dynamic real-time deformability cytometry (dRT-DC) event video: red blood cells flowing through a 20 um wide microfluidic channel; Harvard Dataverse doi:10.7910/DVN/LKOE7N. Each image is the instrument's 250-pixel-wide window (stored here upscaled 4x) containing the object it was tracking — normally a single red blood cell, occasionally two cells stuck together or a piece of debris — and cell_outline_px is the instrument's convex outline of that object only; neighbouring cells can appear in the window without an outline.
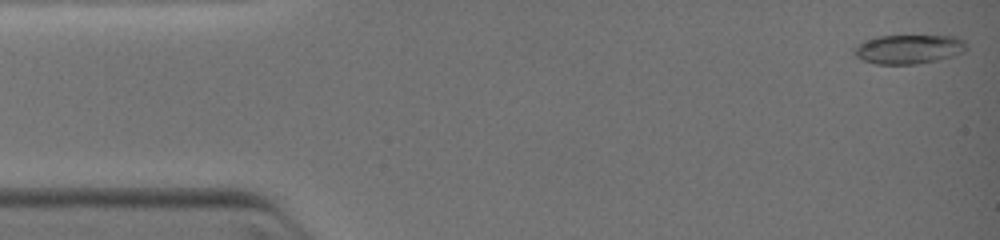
{"species": "common noctule bat (a hibernating species)", "species_latin": "Nyctalus noctula", "temperature_condition": "warm", "stored_images_in_passage": 11, "camera_frame_rate_fps": 3000, "um_per_image_px": 0.085, "animal": {"sex": "female", "body_mass_g": 19.0, "forearm_length_mm": 51.5}, "frame": {"image": 1, "passage_image": 1, "time_ms": 0.0, "image_size_px": [1000, 240], "cell_outline_px": [[968, 48], [964, 52], [936, 60], [916, 64], [876, 64], [864, 60], [856, 56], [852, 52], [852, 48], [876, 36], [956, 36], [964, 40], [968, 44]], "centroid_in_image_um": [77.26, 4.17], "position_along_channel_um": 7.7, "area_um2": 19.02}}
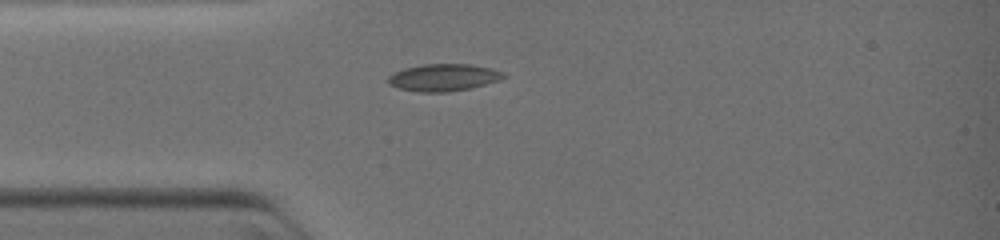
{"frame": {"image": 2, "passage_image": 8, "time_ms": 3.0, "image_size_px": [1000, 240], "cell_outline_px": [[508, 76], [500, 80], [468, 88], [448, 92], [420, 92], [396, 88], [388, 84], [388, 76], [392, 72], [404, 68], [424, 64], [472, 64], [492, 68], [504, 72]], "centroid_in_image_um": [37.68, 6.58], "position_along_channel_um": 47.3, "area_um2": 18.44}}
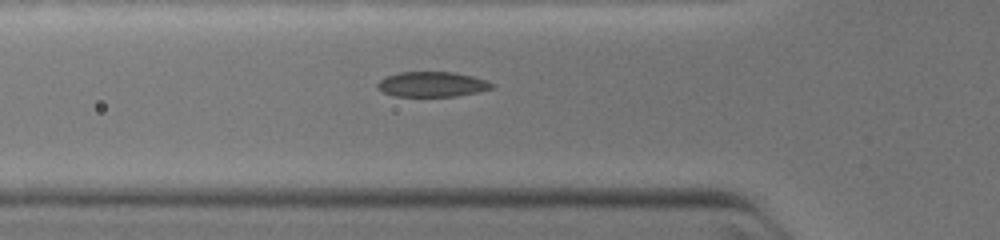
{"frame": {"image": 3, "passage_image": 11, "time_ms": 4.0, "image_size_px": [1000, 240], "cell_outline_px": [[496, 84], [492, 88], [476, 92], [456, 96], [396, 96], [384, 92], [376, 88], [376, 84], [380, 80], [388, 76], [400, 72], [452, 72], [472, 76], [488, 80]], "centroid_in_image_um": [36.74, 7.16], "position_along_channel_um": 89.1, "area_um2": 16.65}}